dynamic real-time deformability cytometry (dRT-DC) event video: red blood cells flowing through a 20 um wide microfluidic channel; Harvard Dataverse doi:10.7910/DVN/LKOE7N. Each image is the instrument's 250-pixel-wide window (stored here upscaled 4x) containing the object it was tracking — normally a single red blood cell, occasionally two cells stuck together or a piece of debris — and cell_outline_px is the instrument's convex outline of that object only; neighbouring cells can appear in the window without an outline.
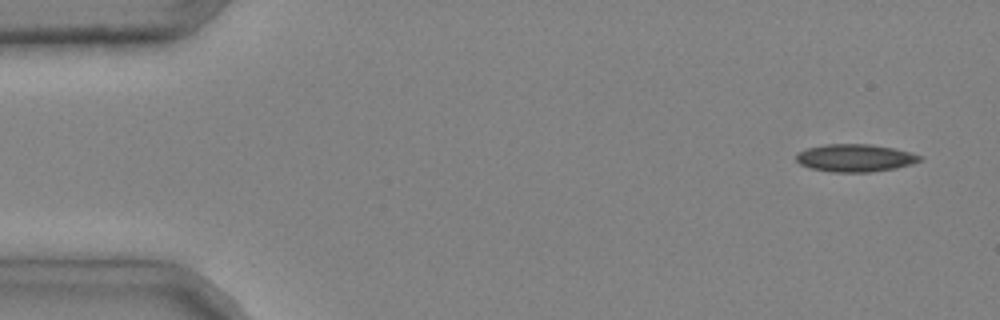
{"species": "common noctule bat (a hibernating species)", "species_latin": "Nyctalus noctula", "temperature_condition": "cold", "stored_images_in_passage": 4, "camera_frame_rate_fps": 3000, "um_per_image_px": 0.085, "animal": {"sex": "male", "body_mass_g": 20.4}, "frame": {"image": 1, "passage_image": 1, "time_ms": 0.0, "image_size_px": [1000, 320], "cell_outline_px": [[924, 160], [912, 164], [896, 168], [872, 172], [832, 172], [812, 168], [800, 164], [796, 160], [796, 152], [808, 148], [824, 144], [872, 144], [912, 152], [924, 156]], "centroid_in_image_um": [72.73, 13.42], "position_along_channel_um": 12.3, "area_um2": 20.11}}
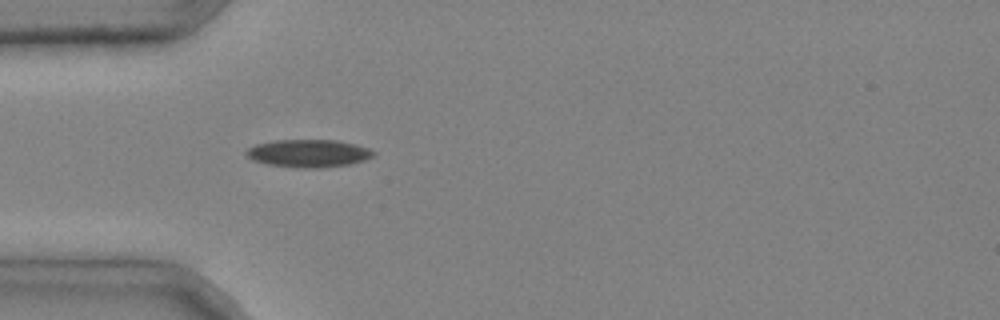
{"frame": {"image": 2, "passage_image": 4, "time_ms": 1.0, "image_size_px": [1000, 320], "cell_outline_px": [[376, 152], [372, 156], [364, 160], [348, 164], [320, 168], [296, 168], [268, 164], [252, 160], [244, 152], [248, 148], [256, 144], [276, 140], [336, 140], [356, 144], [368, 148]], "centroid_in_image_um": [26.21, 13.03], "position_along_channel_um": 58.8, "area_um2": 20.52}}